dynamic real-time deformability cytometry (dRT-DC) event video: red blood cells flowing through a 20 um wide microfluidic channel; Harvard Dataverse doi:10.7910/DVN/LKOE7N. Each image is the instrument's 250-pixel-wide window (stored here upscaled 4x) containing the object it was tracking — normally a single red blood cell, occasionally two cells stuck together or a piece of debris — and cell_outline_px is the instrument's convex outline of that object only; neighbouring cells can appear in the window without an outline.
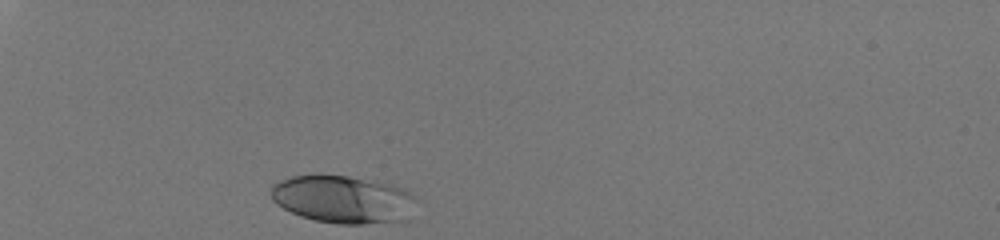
{"species": "human", "species_latin": "Homo sapiens", "temperature_condition": "room temperature", "stored_images_in_passage": 29, "camera_frame_rate_fps": 3000, "um_per_image_px": 0.085, "donor": {"sex": "male"}, "frame": {"image": 1, "passage_image": 1, "time_ms": 0.0, "image_size_px": [1000, 240], "cell_outline_px": [[420, 200], [412, 220], [404, 224], [340, 224], [316, 220], [300, 216], [276, 204], [272, 200], [268, 192], [272, 184], [280, 180], [292, 176], [320, 172], [348, 176], [392, 184], [416, 196]], "centroid_in_image_um": [29.26, 16.96], "position_along_channel_um": 55.7, "area_um2": 42.48}}
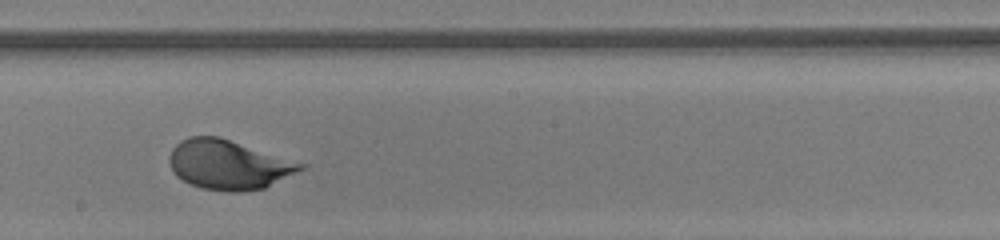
{"frame": {"image": 2, "passage_image": 17, "time_ms": 5.333, "image_size_px": [1000, 240], "cell_outline_px": [[308, 164], [304, 168], [264, 188], [240, 192], [228, 192], [200, 188], [176, 176], [168, 160], [168, 156], [172, 148], [180, 140], [188, 136], [220, 136]], "centroid_in_image_um": [19.42, 13.98], "position_along_channel_um": 228.8, "area_um2": 38.03}}
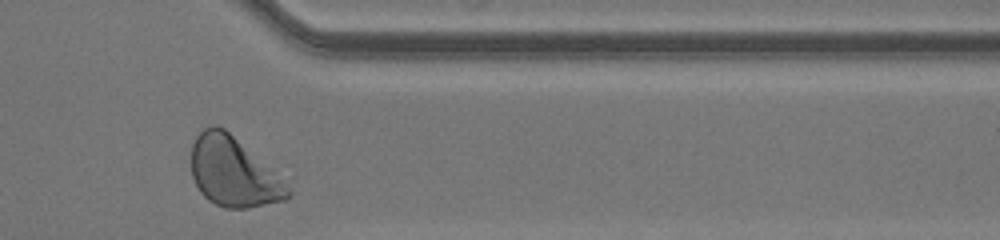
{"frame": {"image": 3, "passage_image": 29, "time_ms": 9.333, "image_size_px": [1000, 240], "cell_outline_px": [[292, 192], [284, 200], [248, 208], [224, 208], [208, 200], [200, 192], [192, 176], [192, 144], [196, 136], [204, 128], [212, 124], [216, 124], [224, 128], [280, 180]], "centroid_in_image_um": [19.74, 14.64], "position_along_channel_um": 391.7, "area_um2": 37.74}, "authors_computed_cell_mechanics": {"area_um2": 37.7434, "velocity_mm_per_s": 4.0746, "shape_relaxation_time_tau1_ms": 2.3649, "shape_relaxation_time_tau2_ms": null, "deformation_change_tau1": 0.1825, "deformation_change_tau2": null}}